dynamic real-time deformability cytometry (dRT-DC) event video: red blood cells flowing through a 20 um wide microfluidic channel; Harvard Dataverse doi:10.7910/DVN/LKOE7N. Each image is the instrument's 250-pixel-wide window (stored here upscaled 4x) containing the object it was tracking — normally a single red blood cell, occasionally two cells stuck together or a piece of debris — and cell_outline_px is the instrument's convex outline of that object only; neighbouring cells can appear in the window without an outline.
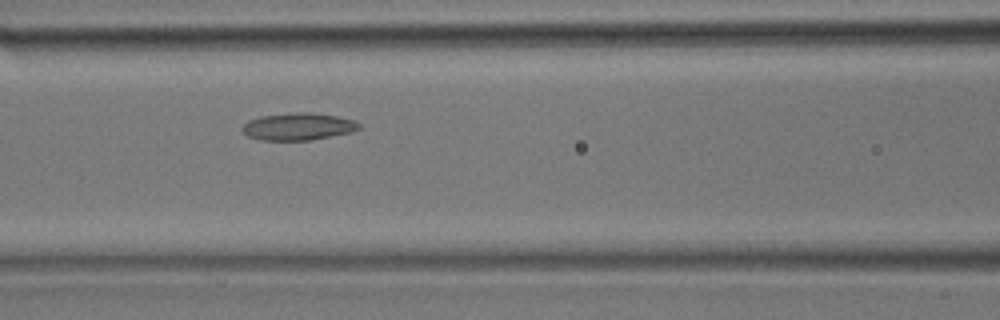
{"species": "common noctule bat (a hibernating species)", "species_latin": "Nyctalus noctula", "temperature_condition": "room temperature", "stored_images_in_passage": 21, "camera_frame_rate_fps": 3000, "um_per_image_px": 0.085, "animal": {"sex": "male", "body_mass_g": 17.9}, "frame": {"image": 1, "passage_image": 7, "time_ms": 2.0, "image_size_px": [1000, 320], "cell_outline_px": [[360, 128], [352, 132], [308, 140], [260, 140], [248, 136], [240, 128], [248, 120], [260, 116], [296, 112], [308, 112], [336, 116], [356, 120], [360, 124]], "centroid_in_image_um": [25.33, 10.75], "position_along_channel_um": 141.3, "area_um2": 18.5}}
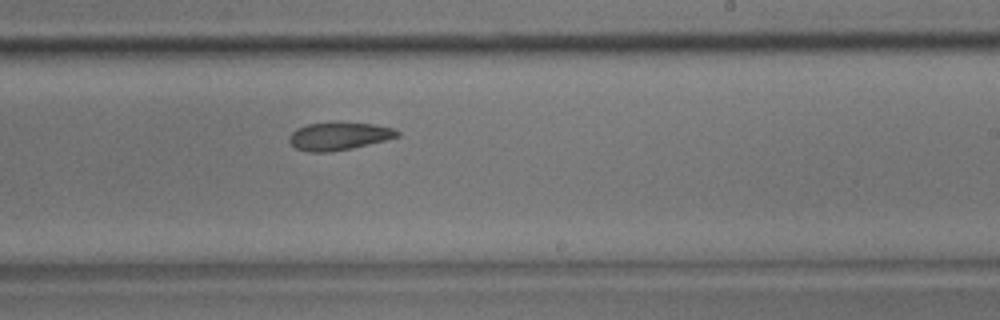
{"frame": {"image": 2, "passage_image": 13, "time_ms": 4.0, "image_size_px": [1000, 320], "cell_outline_px": [[400, 136], [388, 140], [352, 148], [332, 152], [308, 152], [296, 148], [288, 140], [288, 136], [296, 128], [308, 124], [336, 120], [340, 120], [372, 124], [392, 128], [400, 132]], "centroid_in_image_um": [28.81, 11.54], "position_along_channel_um": 260.2, "area_um2": 18.15}}
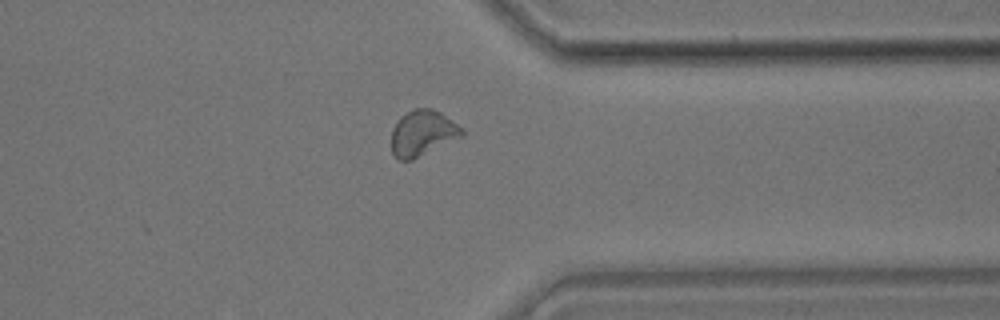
{"frame": {"image": 3, "passage_image": 19, "time_ms": 6.0, "image_size_px": [1000, 320], "cell_outline_px": [[464, 136], [412, 160], [396, 160], [392, 156], [392, 128], [396, 120], [400, 116], [412, 108], [432, 108], [440, 112], [464, 128]], "centroid_in_image_um": [35.91, 11.31], "position_along_channel_um": 375.5, "area_um2": 19.19}}